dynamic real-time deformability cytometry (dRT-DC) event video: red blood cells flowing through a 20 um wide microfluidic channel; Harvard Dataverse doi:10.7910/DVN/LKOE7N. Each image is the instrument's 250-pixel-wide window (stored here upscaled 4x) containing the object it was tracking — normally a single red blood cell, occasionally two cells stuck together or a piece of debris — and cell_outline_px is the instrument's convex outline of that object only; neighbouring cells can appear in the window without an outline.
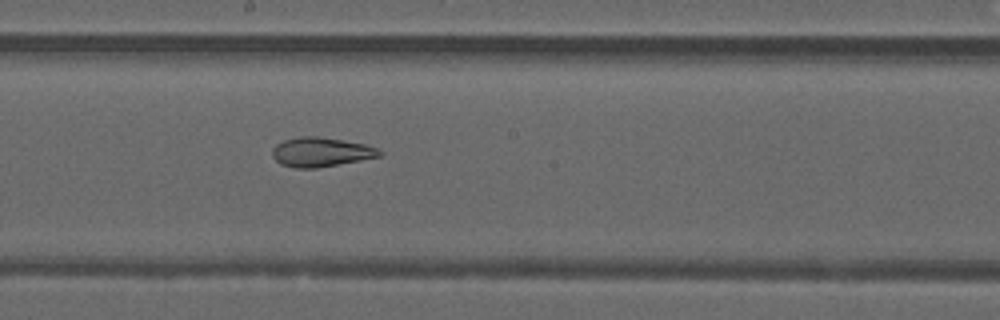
{"species": "common noctule bat (a hibernating species)", "species_latin": "Nyctalus noctula", "temperature_condition": "warm", "stored_images_in_passage": 39, "camera_frame_rate_fps": 3000, "um_per_image_px": 0.085, "animal": {"sex": "male", "forearm_length_mm": 52.5}, "frame": {"image": 1, "passage_image": 17, "time_ms": 5.333, "image_size_px": [1000, 320], "cell_outline_px": [[384, 152], [380, 156], [360, 160], [316, 168], [296, 168], [280, 164], [272, 156], [272, 148], [276, 144], [284, 140], [300, 136], [316, 136], [364, 144], [376, 148]], "centroid_in_image_um": [27.24, 12.93], "position_along_channel_um": 221.0, "area_um2": 18.15}, "authors_computed_cell_mechanics": {"area_um2": 20.4034, "velocity_mm_per_s": 4.2294, "shape_relaxation_time_tau1_ms": null, "shape_relaxation_time_tau2_ms": 1.884, "deformation_change_tau1": null, "deformation_change_tau2": 0.0813}}